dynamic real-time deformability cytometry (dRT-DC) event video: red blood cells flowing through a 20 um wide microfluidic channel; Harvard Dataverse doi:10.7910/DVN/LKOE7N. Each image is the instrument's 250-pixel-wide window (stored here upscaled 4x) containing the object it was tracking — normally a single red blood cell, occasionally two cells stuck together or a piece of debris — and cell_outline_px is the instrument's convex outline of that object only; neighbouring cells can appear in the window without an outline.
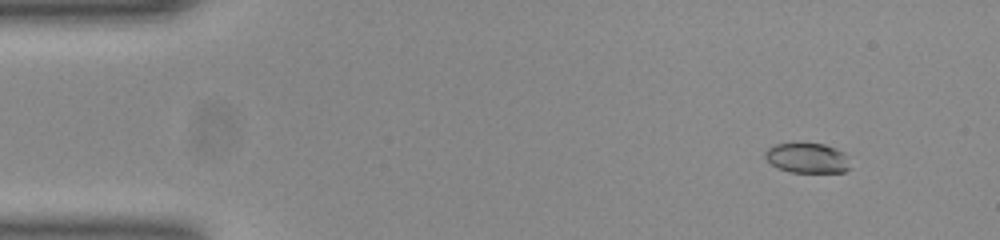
{"species": "common noctule bat (a hibernating species)", "species_latin": "Nyctalus noctula", "temperature_condition": "room temperature", "stored_images_in_passage": 53, "camera_frame_rate_fps": 3000, "um_per_image_px": 0.085, "animal": {"sex": "female", "body_mass_g": 23.0, "forearm_length_mm": 53.4}, "frame": {"image": 1, "passage_image": 6, "time_ms": 1.667, "image_size_px": [1000, 240], "cell_outline_px": [[852, 168], [844, 172], [792, 172], [780, 168], [772, 164], [764, 156], [764, 152], [768, 148], [776, 144], [796, 140], [824, 144], [836, 148], [844, 152], [848, 156]], "centroid_in_image_um": [68.66, 13.38], "position_along_channel_um": 16.3, "area_um2": 15.55}}
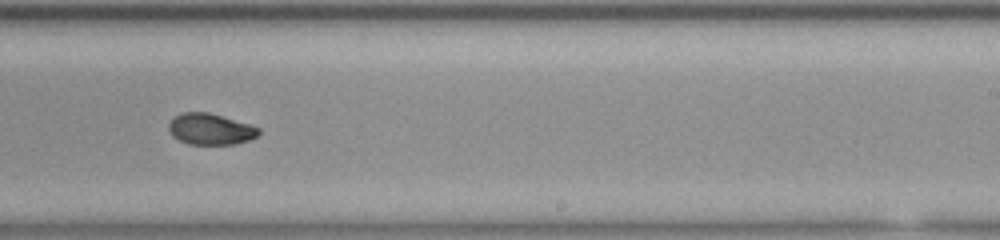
{"frame": {"image": 2, "passage_image": 33, "time_ms": 10.667, "image_size_px": [1000, 240], "cell_outline_px": [[260, 132], [256, 136], [248, 140], [236, 144], [188, 144], [172, 136], [168, 128], [168, 124], [180, 112], [208, 112], [248, 124], [260, 128]], "centroid_in_image_um": [17.86, 10.98], "position_along_channel_um": 271.1, "area_um2": 16.18}}
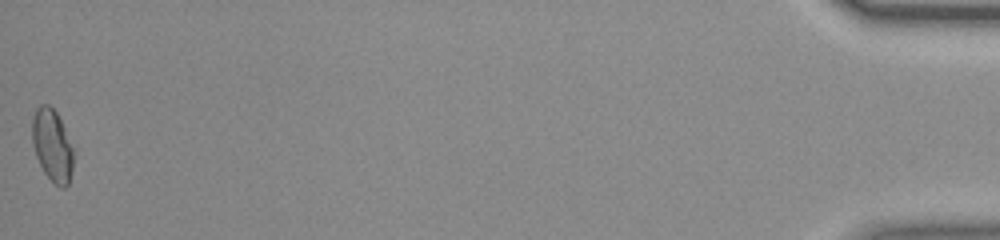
{"frame": {"image": 3, "passage_image": 53, "time_ms": 17.333, "image_size_px": [1000, 240], "cell_outline_px": [[72, 168], [68, 184], [64, 188], [60, 188], [44, 172], [36, 156], [32, 144], [32, 120], [36, 108], [40, 104], [48, 104], [56, 112], [64, 128], [72, 148]], "centroid_in_image_um": [4.41, 12.34], "position_along_channel_um": 430.8, "area_um2": 16.99}, "authors_computed_cell_mechanics": {"area_um2": 16.762, "velocity_mm_per_s": 3.9318, "shape_relaxation_time_tau1_ms": 4.7279, "shape_relaxation_time_tau2_ms": 1.55, "deformation_change_tau1": 0.1484, "deformation_change_tau2": 0.043}}